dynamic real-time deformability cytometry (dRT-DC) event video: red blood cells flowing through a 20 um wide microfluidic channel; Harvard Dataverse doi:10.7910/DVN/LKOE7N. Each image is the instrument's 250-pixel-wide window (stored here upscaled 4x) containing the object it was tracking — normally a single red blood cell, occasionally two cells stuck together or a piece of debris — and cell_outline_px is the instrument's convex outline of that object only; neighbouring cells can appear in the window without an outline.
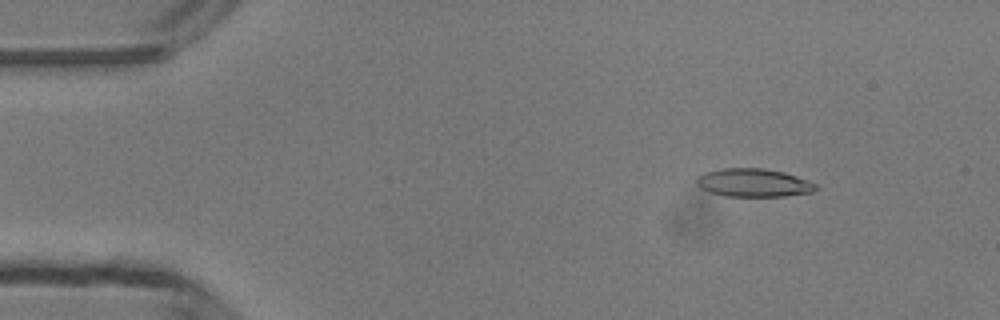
{"species": "common noctule bat (a hibernating species)", "species_latin": "Nyctalus noctula", "temperature_condition": "room temperature", "stored_images_in_passage": 49, "camera_frame_rate_fps": 3000, "um_per_image_px": 0.085, "animal": {"sex": "male", "body_mass_g": 13.3}, "frame": {"image": 1, "passage_image": 6, "time_ms": 1.667, "image_size_px": [1000, 320], "cell_outline_px": [[816, 188], [812, 192], [784, 196], [724, 196], [700, 188], [696, 184], [696, 176], [708, 172], [724, 168], [764, 168], [784, 172], [796, 176], [816, 184]], "centroid_in_image_um": [64.03, 15.53], "position_along_channel_um": 21.0, "area_um2": 19.42}}
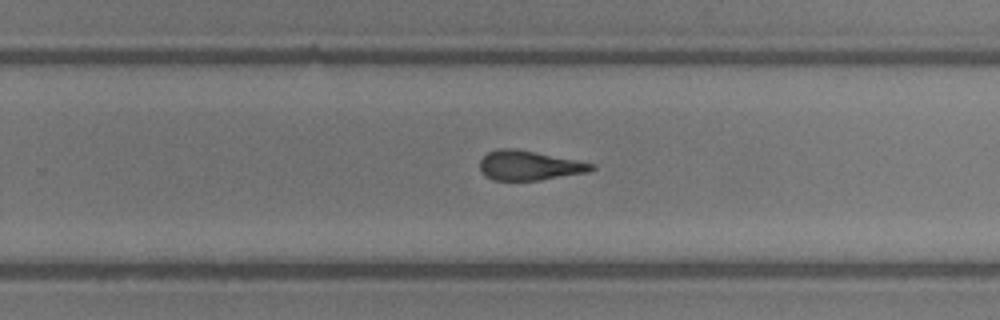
{"frame": {"image": 2, "passage_image": 31, "time_ms": 10.0, "image_size_px": [1000, 320], "cell_outline_px": [[596, 168], [588, 172], [540, 180], [492, 180], [484, 176], [480, 168], [480, 160], [488, 152], [496, 148], [516, 148], [596, 164]], "centroid_in_image_um": [44.97, 14.06], "position_along_channel_um": 284.8, "area_um2": 19.31}}
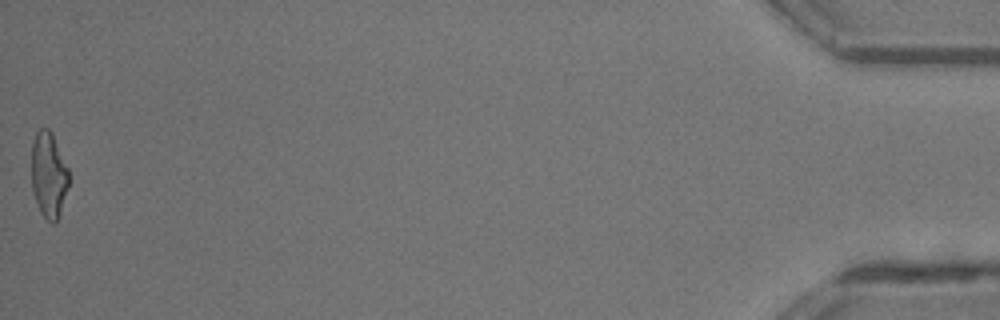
{"frame": {"image": 3, "passage_image": 49, "time_ms": 16.0, "image_size_px": [1000, 320], "cell_outline_px": [[68, 184], [60, 212], [56, 224], [52, 224], [40, 212], [32, 188], [32, 144], [36, 132], [40, 128], [48, 128], [52, 132], [68, 168]], "centroid_in_image_um": [4.13, 14.85], "position_along_channel_um": 431.1, "area_um2": 18.44}, "authors_computed_cell_mechanics": {"area_um2": 19.4786, "velocity_mm_per_s": 4.1638, "shape_relaxation_time_tau1_ms": 10.2531, "shape_relaxation_time_tau2_ms": 2.3568, "deformation_change_tau1": 0.2932, "deformation_change_tau2": 0.1427}}